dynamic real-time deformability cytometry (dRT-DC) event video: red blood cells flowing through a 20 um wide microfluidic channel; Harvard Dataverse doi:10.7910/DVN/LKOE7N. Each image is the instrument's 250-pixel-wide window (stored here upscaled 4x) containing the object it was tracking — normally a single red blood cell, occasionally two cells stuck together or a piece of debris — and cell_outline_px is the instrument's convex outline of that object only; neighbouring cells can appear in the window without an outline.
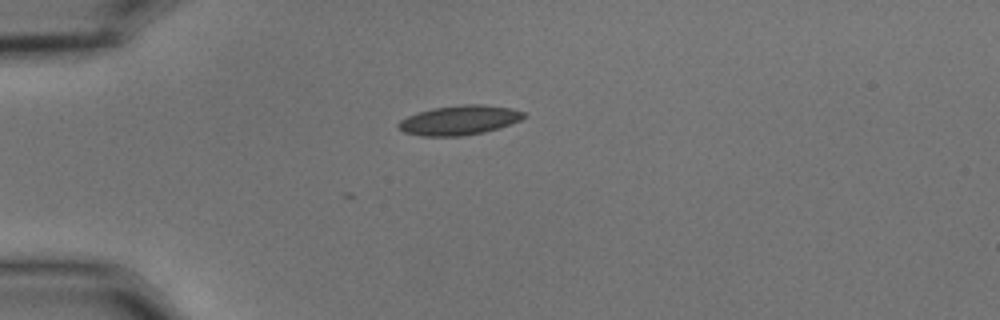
{"species": "common noctule bat (a hibernating species)", "species_latin": "Nyctalus noctula", "temperature_condition": "cold", "stored_images_in_passage": 5, "camera_frame_rate_fps": 3000, "um_per_image_px": 0.085, "animal": {"sex": "male", "body_mass_g": 15.6}, "frame": {"image": 1, "passage_image": 1, "time_ms": 0.0, "image_size_px": [1000, 320], "cell_outline_px": [[528, 116], [520, 120], [484, 132], [464, 136], [420, 136], [404, 132], [396, 128], [396, 124], [400, 120], [416, 112], [432, 108], [460, 104], [484, 104], [512, 108], [524, 112]], "centroid_in_image_um": [39.0, 10.21], "position_along_channel_um": 46.0, "area_um2": 21.79}}